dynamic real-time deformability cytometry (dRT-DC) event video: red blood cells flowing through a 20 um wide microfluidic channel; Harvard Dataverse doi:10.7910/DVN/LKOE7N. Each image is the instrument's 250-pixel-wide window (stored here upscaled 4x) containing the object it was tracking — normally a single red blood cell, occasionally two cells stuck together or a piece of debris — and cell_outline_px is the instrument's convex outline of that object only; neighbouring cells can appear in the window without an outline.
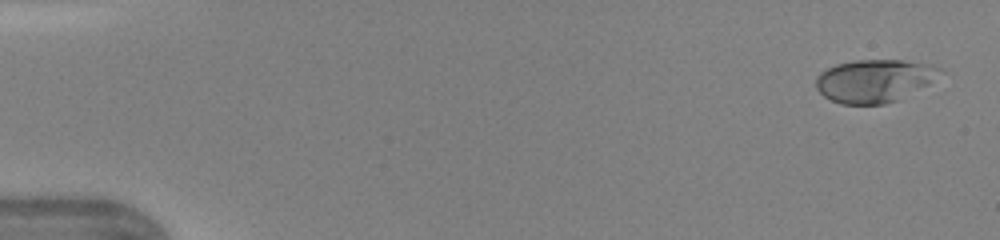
{"species": "human", "species_latin": "Homo sapiens", "temperature_condition": "warm", "stored_images_in_passage": 46, "camera_frame_rate_fps": 3000, "um_per_image_px": 0.085, "donor": {"sex": "female"}, "frame": {"image": 1, "passage_image": 2, "time_ms": 0.333, "image_size_px": [1000, 240], "cell_outline_px": [[944, 72], [928, 84], [896, 100], [884, 104], [840, 104], [824, 96], [816, 88], [816, 76], [820, 72], [836, 64], [856, 60], [900, 60], [932, 64], [940, 68]], "centroid_in_image_um": [74.31, 6.85], "position_along_channel_um": 10.7, "area_um2": 30.87}}
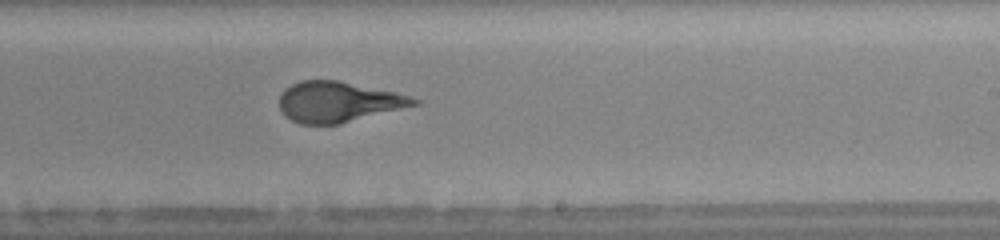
{"frame": {"image": 2, "passage_image": 29, "time_ms": 9.333, "image_size_px": [1000, 240], "cell_outline_px": [[420, 104], [340, 124], [300, 124], [284, 116], [280, 108], [280, 96], [284, 88], [300, 80], [336, 80], [396, 92], [420, 100]], "centroid_in_image_um": [28.74, 8.66], "position_along_channel_um": 260.3, "area_um2": 31.73}}
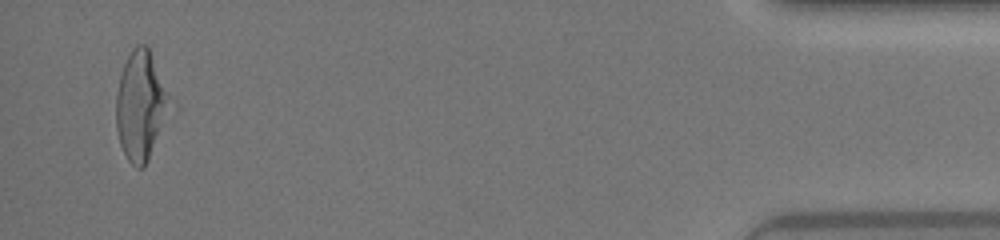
{"frame": {"image": 3, "passage_image": 45, "time_ms": 14.667, "image_size_px": [1000, 240], "cell_outline_px": [[164, 100], [156, 132], [148, 160], [144, 168], [136, 168], [128, 160], [120, 144], [116, 128], [116, 92], [120, 76], [124, 64], [132, 48], [136, 44], [144, 44], [148, 48], [164, 92]], "centroid_in_image_um": [11.77, 8.97], "position_along_channel_um": 423.4, "area_um2": 30.81}, "authors_computed_cell_mechanics": {"area_um2": 30.8074, "velocity_mm_per_s": 4.3896, "shape_relaxation_time_tau1_ms": 3.1836, "shape_relaxation_time_tau2_ms": null, "deformation_change_tau1": 0.1748, "deformation_change_tau2": null}}